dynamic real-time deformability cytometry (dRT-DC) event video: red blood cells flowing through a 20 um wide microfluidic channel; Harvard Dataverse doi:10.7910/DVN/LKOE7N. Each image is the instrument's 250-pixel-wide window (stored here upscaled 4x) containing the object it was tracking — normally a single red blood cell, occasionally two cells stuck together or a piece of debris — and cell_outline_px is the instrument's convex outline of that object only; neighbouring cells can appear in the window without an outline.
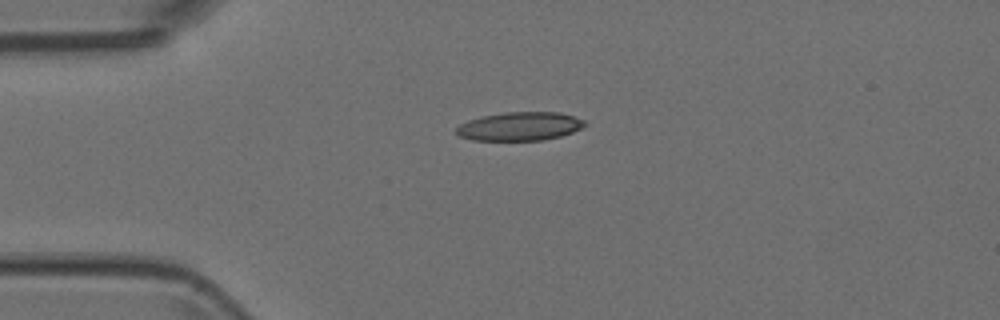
{"species": "Egyptian fruit bat (a non-hibernating species)", "species_latin": "Rousettus aegyptiacus", "temperature_condition": "room temperature", "stored_images_in_passage": 2, "camera_frame_rate_fps": 3000, "um_per_image_px": 0.085, "animal": {"sex": "female"}, "frame": {"image": 1, "passage_image": 1, "time_ms": 0.0, "image_size_px": [1000, 320], "cell_outline_px": [[588, 124], [572, 132], [560, 136], [544, 140], [472, 140], [460, 136], [456, 132], [456, 128], [460, 124], [468, 120], [480, 116], [504, 112], [560, 112], [584, 120]], "centroid_in_image_um": [44.17, 10.73], "position_along_channel_um": 40.8, "area_um2": 21.39}}